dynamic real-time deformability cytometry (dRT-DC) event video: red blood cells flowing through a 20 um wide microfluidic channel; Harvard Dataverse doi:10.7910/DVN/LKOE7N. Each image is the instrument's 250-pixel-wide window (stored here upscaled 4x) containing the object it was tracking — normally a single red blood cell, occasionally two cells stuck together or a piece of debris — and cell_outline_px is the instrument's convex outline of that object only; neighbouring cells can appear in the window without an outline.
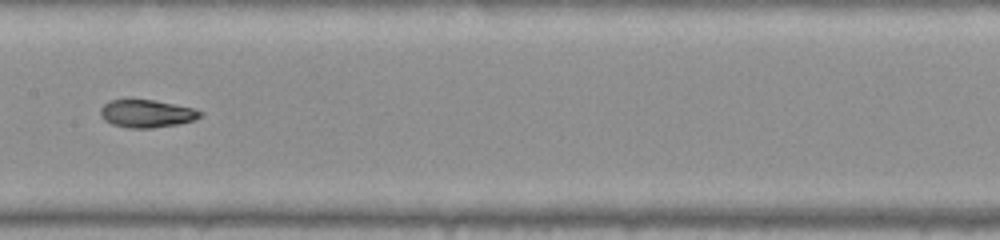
{"species": "common noctule bat (a hibernating species)", "species_latin": "Nyctalus noctula", "temperature_condition": "warm", "stored_images_in_passage": 35, "camera_frame_rate_fps": 3000, "um_per_image_px": 0.085, "animal": {"sex": "female", "body_mass_g": 22.0, "forearm_length_mm": 56.7}, "frame": {"image": 1, "passage_image": 11, "time_ms": 3.333, "image_size_px": [1000, 240], "cell_outline_px": [[204, 112], [196, 120], [176, 124], [152, 128], [128, 128], [112, 124], [104, 120], [100, 116], [100, 108], [108, 100], [152, 100], [192, 108]], "centroid_in_image_um": [12.44, 9.66], "position_along_channel_um": 195.0, "area_um2": 16.01}}
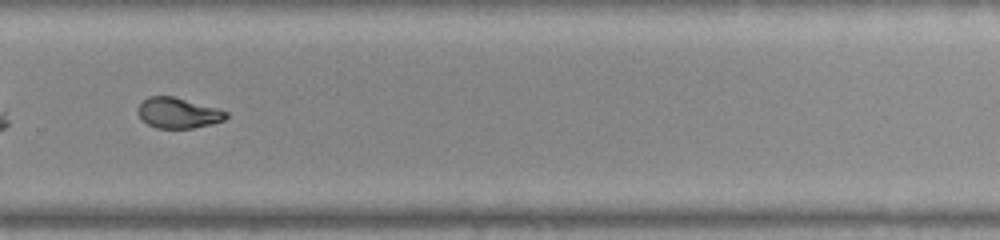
{"frame": {"image": 2, "passage_image": 20, "time_ms": 6.333, "image_size_px": [1000, 240], "cell_outline_px": [[228, 116], [224, 120], [212, 124], [192, 128], [156, 128], [140, 120], [136, 112], [136, 108], [148, 96], [172, 96], [220, 108], [228, 112]], "centroid_in_image_um": [15.13, 9.6], "position_along_channel_um": 314.7, "area_um2": 15.95}, "authors_computed_cell_mechanics": {"area_um2": 16.3574, "velocity_mm_per_s": 4.0037, "shape_relaxation_time_tau1_ms": 6.5135, "shape_relaxation_time_tau2_ms": 2.9698, "deformation_change_tau1": 0.2273, "deformation_change_tau2": 0.0761}}